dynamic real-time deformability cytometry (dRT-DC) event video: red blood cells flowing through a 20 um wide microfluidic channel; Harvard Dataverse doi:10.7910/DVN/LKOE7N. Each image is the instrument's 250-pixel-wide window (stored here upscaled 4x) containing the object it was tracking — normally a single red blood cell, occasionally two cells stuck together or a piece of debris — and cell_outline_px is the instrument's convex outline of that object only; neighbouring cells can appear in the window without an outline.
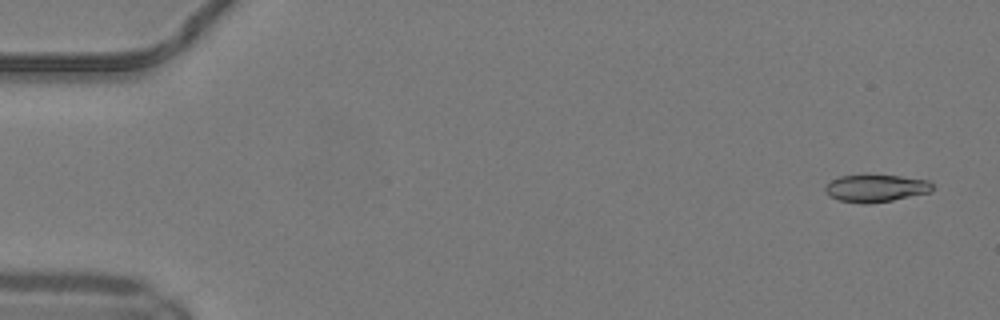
{"species": "common noctule bat (a hibernating species)", "species_latin": "Nyctalus noctula", "temperature_condition": "warm", "stored_images_in_passage": 48, "camera_frame_rate_fps": 3000, "um_per_image_px": 0.085, "animal": {"sex": "male", "body_mass_g": 19.2, "forearm_length_mm": 51.8}, "frame": {"image": 1, "passage_image": 1, "time_ms": 0.0, "image_size_px": [1000, 320], "cell_outline_px": [[932, 192], [892, 200], [868, 204], [860, 204], [840, 200], [828, 196], [824, 192], [824, 188], [832, 180], [840, 176], [864, 172], [900, 176], [928, 180], [932, 184]], "centroid_in_image_um": [74.41, 15.96], "position_along_channel_um": 10.6, "area_um2": 17.8}}
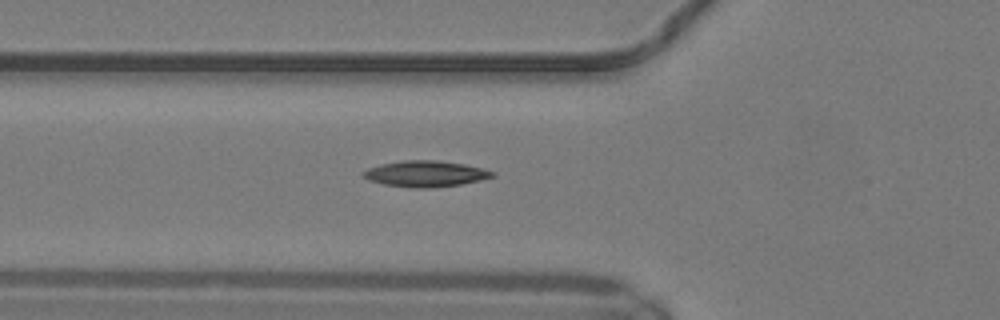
{"frame": {"image": 2, "passage_image": 17, "time_ms": 5.333, "image_size_px": [1000, 320], "cell_outline_px": [[496, 176], [480, 180], [460, 184], [428, 188], [416, 188], [384, 184], [368, 180], [360, 172], [368, 168], [380, 164], [404, 160], [436, 160], [464, 164], [484, 168], [492, 172]], "centroid_in_image_um": [36.14, 14.76], "position_along_channel_um": 89.7, "area_um2": 19.48}}
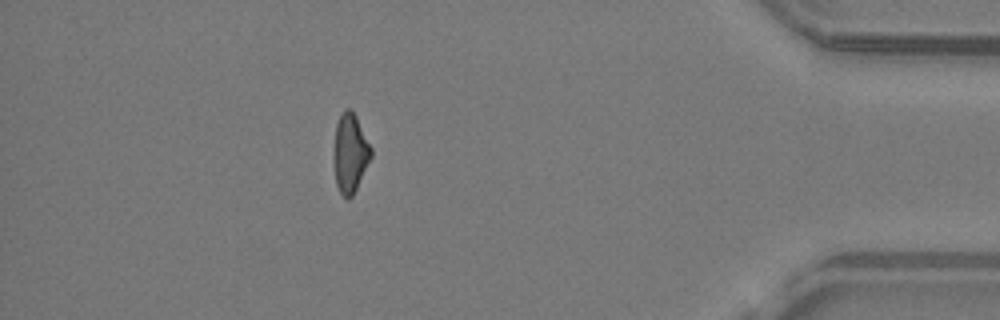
{"frame": {"image": 3, "passage_image": 43, "time_ms": 14.0, "image_size_px": [1000, 320], "cell_outline_px": [[372, 156], [352, 196], [348, 200], [340, 192], [336, 184], [336, 124], [344, 108], [352, 108], [372, 148]], "centroid_in_image_um": [29.81, 12.98], "position_along_channel_um": 405.4, "area_um2": 16.47}, "authors_computed_cell_mechanics": {"area_um2": 17.7735, "velocity_mm_per_s": 4.1846, "shape_relaxation_time_tau1_ms": 8.5207, "shape_relaxation_time_tau2_ms": null, "deformation_change_tau1": 0.2358, "deformation_change_tau2": null}}